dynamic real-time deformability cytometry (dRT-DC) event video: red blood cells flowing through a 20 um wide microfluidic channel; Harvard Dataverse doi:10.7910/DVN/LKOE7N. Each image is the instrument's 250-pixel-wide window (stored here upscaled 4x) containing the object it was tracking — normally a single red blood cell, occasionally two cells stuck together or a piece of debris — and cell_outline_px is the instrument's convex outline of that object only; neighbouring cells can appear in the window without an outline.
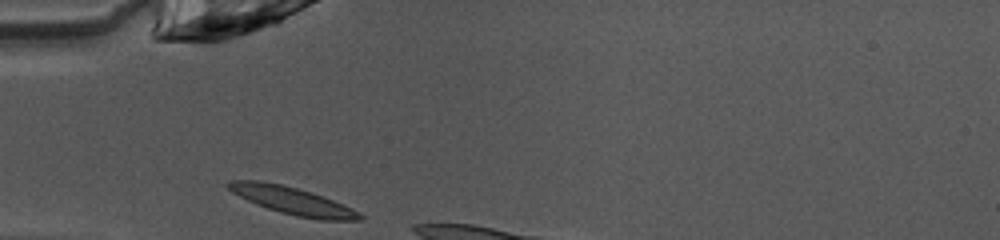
{"species": "common noctule bat (a hibernating species)", "species_latin": "Nyctalus noctula", "temperature_condition": "warm", "stored_images_in_passage": 4, "camera_frame_rate_fps": 3000, "um_per_image_px": 0.085, "animal": {"sex": "female", "body_mass_g": 10.0, "forearm_length_mm": 53.1}, "frame": {"image": 1, "passage_image": 1, "time_ms": 0.0, "image_size_px": [1000, 240], "cell_outline_px": [[364, 216], [360, 220], [320, 220], [296, 216], [280, 212], [256, 204], [232, 192], [224, 184], [228, 180], [260, 180], [280, 184], [312, 192], [324, 196], [352, 208], [360, 212]], "centroid_in_image_um": [24.86, 17.05], "position_along_channel_um": 60.1, "area_um2": 21.04}}